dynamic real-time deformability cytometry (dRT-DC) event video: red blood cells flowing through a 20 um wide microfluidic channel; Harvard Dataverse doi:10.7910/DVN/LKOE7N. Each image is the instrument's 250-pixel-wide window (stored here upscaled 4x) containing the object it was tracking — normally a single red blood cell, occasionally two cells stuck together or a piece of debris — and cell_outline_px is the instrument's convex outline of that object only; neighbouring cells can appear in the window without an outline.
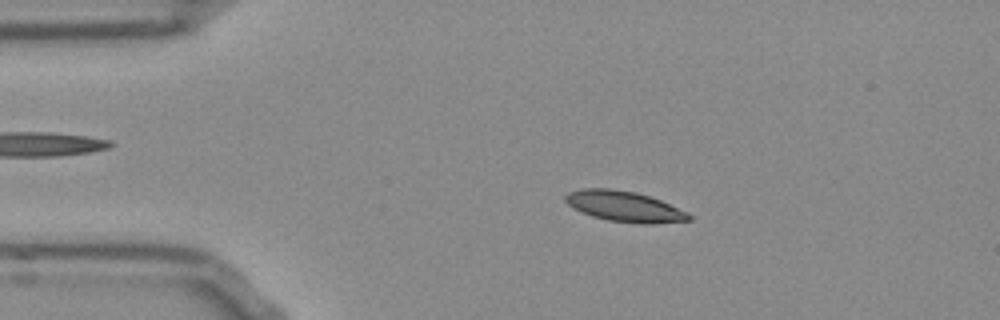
{"species": "Egyptian fruit bat (a non-hibernating species)", "species_latin": "Rousettus aegyptiacus", "temperature_condition": "room temperature", "stored_images_in_passage": 51, "camera_frame_rate_fps": 3000, "um_per_image_px": 0.085, "frame": {"image": 1, "passage_image": 9, "time_ms": 2.667, "image_size_px": [1000, 320], "cell_outline_px": [[692, 220], [652, 224], [640, 224], [608, 220], [592, 216], [572, 208], [564, 200], [564, 196], [568, 192], [580, 188], [612, 188], [636, 192], [660, 200], [688, 212], [692, 216]], "centroid_in_image_um": [53.06, 17.54], "position_along_channel_um": 31.9, "area_um2": 22.2}}
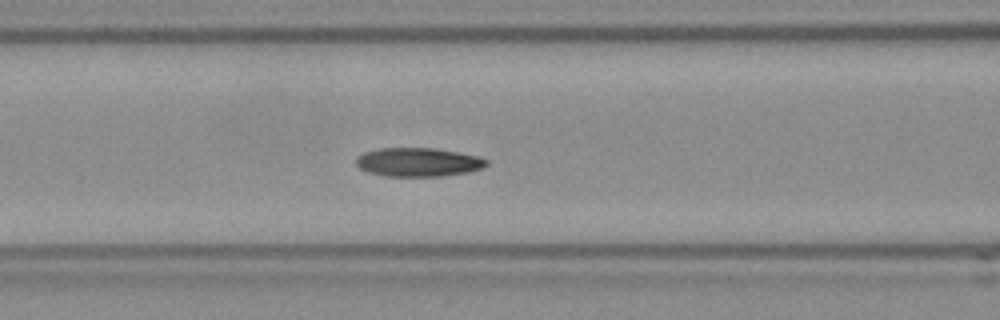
{"frame": {"image": 2, "passage_image": 20, "time_ms": 6.333, "image_size_px": [1000, 320], "cell_outline_px": [[488, 164], [480, 168], [468, 172], [440, 176], [384, 176], [368, 172], [360, 168], [356, 164], [356, 156], [364, 152], [380, 148], [432, 148], [460, 152], [480, 156], [488, 160]], "centroid_in_image_um": [35.54, 13.77], "position_along_channel_um": 131.1, "area_um2": 21.91}}
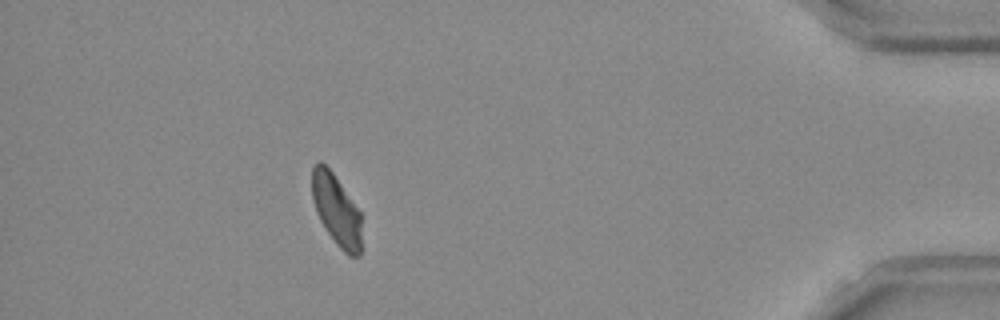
{"frame": {"image": 3, "passage_image": 46, "time_ms": 15.0, "image_size_px": [1000, 320], "cell_outline_px": [[360, 256], [348, 256], [336, 244], [320, 220], [316, 212], [312, 200], [312, 168], [320, 160], [332, 172], [360, 212]], "centroid_in_image_um": [28.57, 17.86], "position_along_channel_um": 406.6, "area_um2": 20.17}, "authors_computed_cell_mechanics": {"area_um2": 21.675, "velocity_mm_per_s": 3.8281, "shape_relaxation_time_tau1_ms": 5.3944, "shape_relaxation_time_tau2_ms": 3.3081, "deformation_change_tau1": 0.1292, "deformation_change_tau2": 0.0711}}